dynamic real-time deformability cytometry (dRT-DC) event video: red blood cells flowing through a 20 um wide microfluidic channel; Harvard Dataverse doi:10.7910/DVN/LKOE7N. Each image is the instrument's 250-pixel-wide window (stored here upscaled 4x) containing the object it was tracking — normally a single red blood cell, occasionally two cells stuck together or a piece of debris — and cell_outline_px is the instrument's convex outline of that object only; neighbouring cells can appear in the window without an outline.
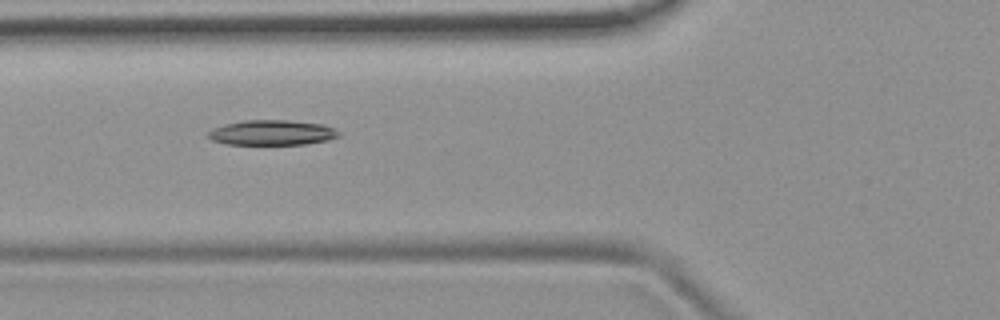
{"species": "common noctule bat (a hibernating species)", "species_latin": "Nyctalus noctula", "temperature_condition": "room temperature", "stored_images_in_passage": 6, "camera_frame_rate_fps": 3000, "um_per_image_px": 0.085, "animal": {"sex": "female", "body_mass_g": 19.9}, "frame": {"image": 1, "passage_image": 3, "time_ms": 0.667, "image_size_px": [1000, 320], "cell_outline_px": [[340, 136], [328, 140], [304, 144], [228, 144], [212, 140], [208, 136], [208, 132], [212, 128], [224, 124], [244, 120], [288, 120], [320, 124], [332, 128], [340, 132]], "centroid_in_image_um": [23.1, 11.27], "position_along_channel_um": 102.7, "area_um2": 18.96}}